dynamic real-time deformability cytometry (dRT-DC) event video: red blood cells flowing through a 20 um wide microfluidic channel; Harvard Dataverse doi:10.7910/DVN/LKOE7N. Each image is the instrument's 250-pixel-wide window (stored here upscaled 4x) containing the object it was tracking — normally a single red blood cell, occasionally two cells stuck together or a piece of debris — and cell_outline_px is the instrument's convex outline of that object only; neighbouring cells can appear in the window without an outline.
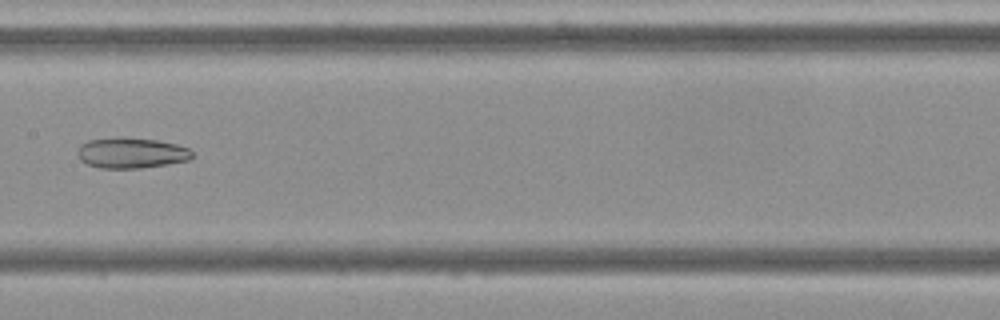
{"species": "Egyptian fruit bat (a non-hibernating species)", "species_latin": "Rousettus aegyptiacus", "temperature_condition": "cold", "stored_images_in_passage": 8, "camera_frame_rate_fps": 3000, "um_per_image_px": 0.085, "frame": {"image": 1, "passage_image": 8, "time_ms": 8.333, "image_size_px": [1000, 320], "cell_outline_px": [[192, 156], [188, 160], [168, 164], [140, 168], [100, 168], [88, 164], [80, 160], [76, 156], [76, 152], [80, 144], [88, 140], [156, 140], [176, 144], [188, 148], [192, 152]], "centroid_in_image_um": [11.14, 13.05], "position_along_channel_um": 196.3, "area_um2": 19.65}}